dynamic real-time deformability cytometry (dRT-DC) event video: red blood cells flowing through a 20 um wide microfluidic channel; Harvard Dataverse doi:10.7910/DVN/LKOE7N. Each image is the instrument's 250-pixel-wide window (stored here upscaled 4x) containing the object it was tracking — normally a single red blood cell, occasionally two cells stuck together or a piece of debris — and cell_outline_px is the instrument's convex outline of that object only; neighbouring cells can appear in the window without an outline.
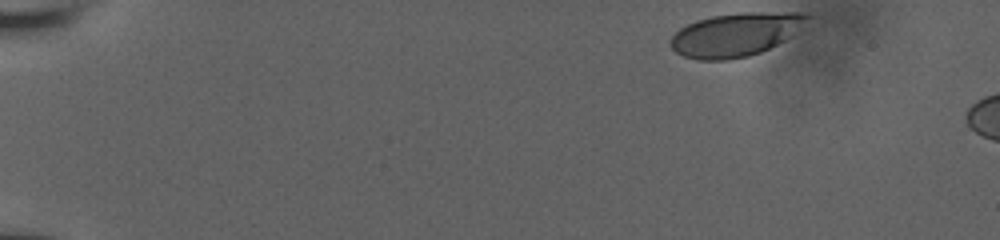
{"species": "human", "species_latin": "Homo sapiens", "temperature_condition": "room temperature", "stored_images_in_passage": 5, "camera_frame_rate_fps": 3000, "um_per_image_px": 0.085, "donor": {"sex": "male"}, "frame": {"image": 1, "passage_image": 1, "time_ms": 0.0, "image_size_px": [1000, 240], "cell_outline_px": [[812, 16], [784, 40], [760, 52], [748, 56], [724, 60], [696, 60], [684, 56], [676, 52], [668, 44], [672, 36], [680, 28], [696, 20], [712, 16], [740, 12], [800, 12]], "centroid_in_image_um": [62.47, 2.93], "position_along_channel_um": 22.5, "area_um2": 34.33}}